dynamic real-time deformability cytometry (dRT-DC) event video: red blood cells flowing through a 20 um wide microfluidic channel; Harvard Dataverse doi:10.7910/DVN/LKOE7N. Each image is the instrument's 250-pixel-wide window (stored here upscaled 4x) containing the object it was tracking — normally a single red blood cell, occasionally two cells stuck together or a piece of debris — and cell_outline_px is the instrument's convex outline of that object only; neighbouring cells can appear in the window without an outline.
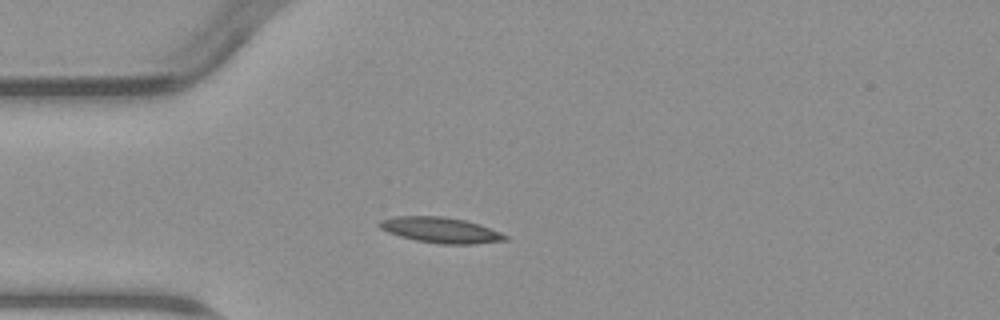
{"species": "common noctule bat (a hibernating species)", "species_latin": "Nyctalus noctula", "temperature_condition": "warm", "stored_images_in_passage": 1, "camera_frame_rate_fps": 3000, "um_per_image_px": 0.085, "animal": {"sex": "male", "body_mass_g": 23.1, "forearm_length_mm": 52.7}, "frame": {"image": 1, "passage_image": 1, "time_ms": 0.0, "image_size_px": [1000, 320], "cell_outline_px": [[508, 240], [476, 244], [440, 244], [416, 240], [400, 236], [388, 232], [380, 228], [376, 224], [380, 220], [396, 216], [444, 216], [464, 220], [480, 224], [500, 232], [508, 236]], "centroid_in_image_um": [37.46, 19.55], "position_along_channel_um": 47.5, "area_um2": 18.84}}